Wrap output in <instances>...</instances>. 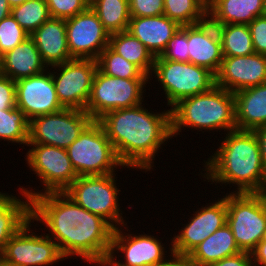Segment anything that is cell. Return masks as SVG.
Returning a JSON list of instances; mask_svg holds the SVG:
<instances>
[{
  "label": "cell",
  "instance_id": "obj_1",
  "mask_svg": "<svg viewBox=\"0 0 266 266\" xmlns=\"http://www.w3.org/2000/svg\"><path fill=\"white\" fill-rule=\"evenodd\" d=\"M31 219L43 223L65 259L79 256L104 266L114 228L101 216L77 205L65 192H48L31 200ZM57 240V241H56Z\"/></svg>",
  "mask_w": 266,
  "mask_h": 266
},
{
  "label": "cell",
  "instance_id": "obj_2",
  "mask_svg": "<svg viewBox=\"0 0 266 266\" xmlns=\"http://www.w3.org/2000/svg\"><path fill=\"white\" fill-rule=\"evenodd\" d=\"M97 121L127 168L150 171L162 144L172 138L171 109L161 113L148 112L141 103L111 110Z\"/></svg>",
  "mask_w": 266,
  "mask_h": 266
},
{
  "label": "cell",
  "instance_id": "obj_3",
  "mask_svg": "<svg viewBox=\"0 0 266 266\" xmlns=\"http://www.w3.org/2000/svg\"><path fill=\"white\" fill-rule=\"evenodd\" d=\"M226 133L219 148L204 162L203 178L215 185L235 184L233 193L264 192L266 172L256 134L239 129Z\"/></svg>",
  "mask_w": 266,
  "mask_h": 266
},
{
  "label": "cell",
  "instance_id": "obj_4",
  "mask_svg": "<svg viewBox=\"0 0 266 266\" xmlns=\"http://www.w3.org/2000/svg\"><path fill=\"white\" fill-rule=\"evenodd\" d=\"M171 109V135L184 127L195 130L237 129L234 93L214 85L209 91L180 100Z\"/></svg>",
  "mask_w": 266,
  "mask_h": 266
},
{
  "label": "cell",
  "instance_id": "obj_5",
  "mask_svg": "<svg viewBox=\"0 0 266 266\" xmlns=\"http://www.w3.org/2000/svg\"><path fill=\"white\" fill-rule=\"evenodd\" d=\"M66 151L78 176L108 175L118 166H125L97 120H93Z\"/></svg>",
  "mask_w": 266,
  "mask_h": 266
},
{
  "label": "cell",
  "instance_id": "obj_6",
  "mask_svg": "<svg viewBox=\"0 0 266 266\" xmlns=\"http://www.w3.org/2000/svg\"><path fill=\"white\" fill-rule=\"evenodd\" d=\"M227 225L241 252L251 253L266 230V197L261 193H231L224 196Z\"/></svg>",
  "mask_w": 266,
  "mask_h": 266
},
{
  "label": "cell",
  "instance_id": "obj_7",
  "mask_svg": "<svg viewBox=\"0 0 266 266\" xmlns=\"http://www.w3.org/2000/svg\"><path fill=\"white\" fill-rule=\"evenodd\" d=\"M152 73L161 84L167 106L171 108L180 100L207 92L215 85V75L207 68L162 56L155 57Z\"/></svg>",
  "mask_w": 266,
  "mask_h": 266
},
{
  "label": "cell",
  "instance_id": "obj_8",
  "mask_svg": "<svg viewBox=\"0 0 266 266\" xmlns=\"http://www.w3.org/2000/svg\"><path fill=\"white\" fill-rule=\"evenodd\" d=\"M102 176H78L64 191L77 205L101 216L114 229L127 226L120 213L116 174ZM115 223V224H114ZM125 223V224H124ZM124 225V226H123Z\"/></svg>",
  "mask_w": 266,
  "mask_h": 266
},
{
  "label": "cell",
  "instance_id": "obj_9",
  "mask_svg": "<svg viewBox=\"0 0 266 266\" xmlns=\"http://www.w3.org/2000/svg\"><path fill=\"white\" fill-rule=\"evenodd\" d=\"M27 146L32 147L25 156L28 166L44 184L43 192L19 188L20 192L31 200L48 192H64L77 179L78 175L66 149L44 144H27Z\"/></svg>",
  "mask_w": 266,
  "mask_h": 266
},
{
  "label": "cell",
  "instance_id": "obj_10",
  "mask_svg": "<svg viewBox=\"0 0 266 266\" xmlns=\"http://www.w3.org/2000/svg\"><path fill=\"white\" fill-rule=\"evenodd\" d=\"M148 80L111 77L97 69L85 111L98 120L111 110L137 106L143 102Z\"/></svg>",
  "mask_w": 266,
  "mask_h": 266
},
{
  "label": "cell",
  "instance_id": "obj_11",
  "mask_svg": "<svg viewBox=\"0 0 266 266\" xmlns=\"http://www.w3.org/2000/svg\"><path fill=\"white\" fill-rule=\"evenodd\" d=\"M92 121L86 111L73 108L35 117L29 123L27 144L67 149Z\"/></svg>",
  "mask_w": 266,
  "mask_h": 266
},
{
  "label": "cell",
  "instance_id": "obj_12",
  "mask_svg": "<svg viewBox=\"0 0 266 266\" xmlns=\"http://www.w3.org/2000/svg\"><path fill=\"white\" fill-rule=\"evenodd\" d=\"M32 222L29 219L10 238L0 256L13 266H47L65 260L57 243L47 234L32 233Z\"/></svg>",
  "mask_w": 266,
  "mask_h": 266
},
{
  "label": "cell",
  "instance_id": "obj_13",
  "mask_svg": "<svg viewBox=\"0 0 266 266\" xmlns=\"http://www.w3.org/2000/svg\"><path fill=\"white\" fill-rule=\"evenodd\" d=\"M56 94L64 108L84 110L89 100L97 62L92 59H72L51 66ZM57 73V74H56Z\"/></svg>",
  "mask_w": 266,
  "mask_h": 266
},
{
  "label": "cell",
  "instance_id": "obj_14",
  "mask_svg": "<svg viewBox=\"0 0 266 266\" xmlns=\"http://www.w3.org/2000/svg\"><path fill=\"white\" fill-rule=\"evenodd\" d=\"M65 23L72 59L96 60L102 50L109 46L110 34L91 7L66 19Z\"/></svg>",
  "mask_w": 266,
  "mask_h": 266
},
{
  "label": "cell",
  "instance_id": "obj_15",
  "mask_svg": "<svg viewBox=\"0 0 266 266\" xmlns=\"http://www.w3.org/2000/svg\"><path fill=\"white\" fill-rule=\"evenodd\" d=\"M121 230L122 227L113 230L111 250L104 266H158L169 260L164 259L168 256H164L165 248L160 242L161 239L158 240L157 237L149 234L126 235ZM119 251L124 256L122 258H125L123 263L115 259Z\"/></svg>",
  "mask_w": 266,
  "mask_h": 266
},
{
  "label": "cell",
  "instance_id": "obj_16",
  "mask_svg": "<svg viewBox=\"0 0 266 266\" xmlns=\"http://www.w3.org/2000/svg\"><path fill=\"white\" fill-rule=\"evenodd\" d=\"M187 225L171 238L170 251L176 256L187 257L196 246L227 223L226 198L201 207Z\"/></svg>",
  "mask_w": 266,
  "mask_h": 266
},
{
  "label": "cell",
  "instance_id": "obj_17",
  "mask_svg": "<svg viewBox=\"0 0 266 266\" xmlns=\"http://www.w3.org/2000/svg\"><path fill=\"white\" fill-rule=\"evenodd\" d=\"M16 107L21 109L26 118L53 114L64 109L57 98L52 73L44 71L40 74L15 81Z\"/></svg>",
  "mask_w": 266,
  "mask_h": 266
},
{
  "label": "cell",
  "instance_id": "obj_18",
  "mask_svg": "<svg viewBox=\"0 0 266 266\" xmlns=\"http://www.w3.org/2000/svg\"><path fill=\"white\" fill-rule=\"evenodd\" d=\"M266 83V55L223 56L215 85L232 93Z\"/></svg>",
  "mask_w": 266,
  "mask_h": 266
},
{
  "label": "cell",
  "instance_id": "obj_19",
  "mask_svg": "<svg viewBox=\"0 0 266 266\" xmlns=\"http://www.w3.org/2000/svg\"><path fill=\"white\" fill-rule=\"evenodd\" d=\"M189 62L207 68L214 75L220 69L223 54L217 27L208 18L188 25Z\"/></svg>",
  "mask_w": 266,
  "mask_h": 266
},
{
  "label": "cell",
  "instance_id": "obj_20",
  "mask_svg": "<svg viewBox=\"0 0 266 266\" xmlns=\"http://www.w3.org/2000/svg\"><path fill=\"white\" fill-rule=\"evenodd\" d=\"M181 26L167 16L131 17L128 30L154 57L161 56Z\"/></svg>",
  "mask_w": 266,
  "mask_h": 266
},
{
  "label": "cell",
  "instance_id": "obj_21",
  "mask_svg": "<svg viewBox=\"0 0 266 266\" xmlns=\"http://www.w3.org/2000/svg\"><path fill=\"white\" fill-rule=\"evenodd\" d=\"M47 67L72 60L64 19L50 17L30 35Z\"/></svg>",
  "mask_w": 266,
  "mask_h": 266
},
{
  "label": "cell",
  "instance_id": "obj_22",
  "mask_svg": "<svg viewBox=\"0 0 266 266\" xmlns=\"http://www.w3.org/2000/svg\"><path fill=\"white\" fill-rule=\"evenodd\" d=\"M49 70L43 62L34 40L28 37L0 59V74L13 81L27 78Z\"/></svg>",
  "mask_w": 266,
  "mask_h": 266
},
{
  "label": "cell",
  "instance_id": "obj_23",
  "mask_svg": "<svg viewBox=\"0 0 266 266\" xmlns=\"http://www.w3.org/2000/svg\"><path fill=\"white\" fill-rule=\"evenodd\" d=\"M234 97L237 129L254 131L266 125V83L239 90Z\"/></svg>",
  "mask_w": 266,
  "mask_h": 266
},
{
  "label": "cell",
  "instance_id": "obj_24",
  "mask_svg": "<svg viewBox=\"0 0 266 266\" xmlns=\"http://www.w3.org/2000/svg\"><path fill=\"white\" fill-rule=\"evenodd\" d=\"M264 0H211L207 18L215 25L245 24L263 14Z\"/></svg>",
  "mask_w": 266,
  "mask_h": 266
},
{
  "label": "cell",
  "instance_id": "obj_25",
  "mask_svg": "<svg viewBox=\"0 0 266 266\" xmlns=\"http://www.w3.org/2000/svg\"><path fill=\"white\" fill-rule=\"evenodd\" d=\"M240 252L231 228L226 223L196 246L187 258L195 266H207Z\"/></svg>",
  "mask_w": 266,
  "mask_h": 266
},
{
  "label": "cell",
  "instance_id": "obj_26",
  "mask_svg": "<svg viewBox=\"0 0 266 266\" xmlns=\"http://www.w3.org/2000/svg\"><path fill=\"white\" fill-rule=\"evenodd\" d=\"M109 47L129 62L138 66L147 76L152 77L155 57L145 45L129 31L111 34Z\"/></svg>",
  "mask_w": 266,
  "mask_h": 266
},
{
  "label": "cell",
  "instance_id": "obj_27",
  "mask_svg": "<svg viewBox=\"0 0 266 266\" xmlns=\"http://www.w3.org/2000/svg\"><path fill=\"white\" fill-rule=\"evenodd\" d=\"M21 195L25 201L15 197L0 212V254L10 238L31 219V199L23 193Z\"/></svg>",
  "mask_w": 266,
  "mask_h": 266
},
{
  "label": "cell",
  "instance_id": "obj_28",
  "mask_svg": "<svg viewBox=\"0 0 266 266\" xmlns=\"http://www.w3.org/2000/svg\"><path fill=\"white\" fill-rule=\"evenodd\" d=\"M90 7L110 35L128 30L129 0H90Z\"/></svg>",
  "mask_w": 266,
  "mask_h": 266
},
{
  "label": "cell",
  "instance_id": "obj_29",
  "mask_svg": "<svg viewBox=\"0 0 266 266\" xmlns=\"http://www.w3.org/2000/svg\"><path fill=\"white\" fill-rule=\"evenodd\" d=\"M223 56H247L255 52L251 32L245 24L216 25Z\"/></svg>",
  "mask_w": 266,
  "mask_h": 266
},
{
  "label": "cell",
  "instance_id": "obj_30",
  "mask_svg": "<svg viewBox=\"0 0 266 266\" xmlns=\"http://www.w3.org/2000/svg\"><path fill=\"white\" fill-rule=\"evenodd\" d=\"M205 0H164V15L180 26L195 25L207 19Z\"/></svg>",
  "mask_w": 266,
  "mask_h": 266
},
{
  "label": "cell",
  "instance_id": "obj_31",
  "mask_svg": "<svg viewBox=\"0 0 266 266\" xmlns=\"http://www.w3.org/2000/svg\"><path fill=\"white\" fill-rule=\"evenodd\" d=\"M97 69L105 75L122 79H150L138 66L114 52L109 46L96 59Z\"/></svg>",
  "mask_w": 266,
  "mask_h": 266
},
{
  "label": "cell",
  "instance_id": "obj_32",
  "mask_svg": "<svg viewBox=\"0 0 266 266\" xmlns=\"http://www.w3.org/2000/svg\"><path fill=\"white\" fill-rule=\"evenodd\" d=\"M29 123L24 112L17 108L0 110V140L27 145Z\"/></svg>",
  "mask_w": 266,
  "mask_h": 266
},
{
  "label": "cell",
  "instance_id": "obj_33",
  "mask_svg": "<svg viewBox=\"0 0 266 266\" xmlns=\"http://www.w3.org/2000/svg\"><path fill=\"white\" fill-rule=\"evenodd\" d=\"M10 14L29 35L50 18L46 0H27L11 8Z\"/></svg>",
  "mask_w": 266,
  "mask_h": 266
},
{
  "label": "cell",
  "instance_id": "obj_34",
  "mask_svg": "<svg viewBox=\"0 0 266 266\" xmlns=\"http://www.w3.org/2000/svg\"><path fill=\"white\" fill-rule=\"evenodd\" d=\"M30 35L10 14L0 21V59L3 54L24 42Z\"/></svg>",
  "mask_w": 266,
  "mask_h": 266
},
{
  "label": "cell",
  "instance_id": "obj_35",
  "mask_svg": "<svg viewBox=\"0 0 266 266\" xmlns=\"http://www.w3.org/2000/svg\"><path fill=\"white\" fill-rule=\"evenodd\" d=\"M50 17L69 19L86 11L90 0H46Z\"/></svg>",
  "mask_w": 266,
  "mask_h": 266
},
{
  "label": "cell",
  "instance_id": "obj_36",
  "mask_svg": "<svg viewBox=\"0 0 266 266\" xmlns=\"http://www.w3.org/2000/svg\"><path fill=\"white\" fill-rule=\"evenodd\" d=\"M188 51V26H181L161 56L171 61L189 62Z\"/></svg>",
  "mask_w": 266,
  "mask_h": 266
},
{
  "label": "cell",
  "instance_id": "obj_37",
  "mask_svg": "<svg viewBox=\"0 0 266 266\" xmlns=\"http://www.w3.org/2000/svg\"><path fill=\"white\" fill-rule=\"evenodd\" d=\"M131 17L160 16L164 14V0H129Z\"/></svg>",
  "mask_w": 266,
  "mask_h": 266
},
{
  "label": "cell",
  "instance_id": "obj_38",
  "mask_svg": "<svg viewBox=\"0 0 266 266\" xmlns=\"http://www.w3.org/2000/svg\"><path fill=\"white\" fill-rule=\"evenodd\" d=\"M248 26L255 53L266 55V16L256 17Z\"/></svg>",
  "mask_w": 266,
  "mask_h": 266
},
{
  "label": "cell",
  "instance_id": "obj_39",
  "mask_svg": "<svg viewBox=\"0 0 266 266\" xmlns=\"http://www.w3.org/2000/svg\"><path fill=\"white\" fill-rule=\"evenodd\" d=\"M16 107V84L8 76L0 74V110Z\"/></svg>",
  "mask_w": 266,
  "mask_h": 266
},
{
  "label": "cell",
  "instance_id": "obj_40",
  "mask_svg": "<svg viewBox=\"0 0 266 266\" xmlns=\"http://www.w3.org/2000/svg\"><path fill=\"white\" fill-rule=\"evenodd\" d=\"M207 266H253L251 253L240 252L234 256L223 258Z\"/></svg>",
  "mask_w": 266,
  "mask_h": 266
},
{
  "label": "cell",
  "instance_id": "obj_41",
  "mask_svg": "<svg viewBox=\"0 0 266 266\" xmlns=\"http://www.w3.org/2000/svg\"><path fill=\"white\" fill-rule=\"evenodd\" d=\"M253 266H266V242H259L251 252Z\"/></svg>",
  "mask_w": 266,
  "mask_h": 266
},
{
  "label": "cell",
  "instance_id": "obj_42",
  "mask_svg": "<svg viewBox=\"0 0 266 266\" xmlns=\"http://www.w3.org/2000/svg\"><path fill=\"white\" fill-rule=\"evenodd\" d=\"M254 133L256 134V137L259 143V148H260L261 156H262V162H263V166L266 172V125L255 129Z\"/></svg>",
  "mask_w": 266,
  "mask_h": 266
},
{
  "label": "cell",
  "instance_id": "obj_43",
  "mask_svg": "<svg viewBox=\"0 0 266 266\" xmlns=\"http://www.w3.org/2000/svg\"><path fill=\"white\" fill-rule=\"evenodd\" d=\"M170 260L158 266H195L187 257L176 256L170 252Z\"/></svg>",
  "mask_w": 266,
  "mask_h": 266
},
{
  "label": "cell",
  "instance_id": "obj_44",
  "mask_svg": "<svg viewBox=\"0 0 266 266\" xmlns=\"http://www.w3.org/2000/svg\"><path fill=\"white\" fill-rule=\"evenodd\" d=\"M11 13V7L7 0H0V21Z\"/></svg>",
  "mask_w": 266,
  "mask_h": 266
},
{
  "label": "cell",
  "instance_id": "obj_45",
  "mask_svg": "<svg viewBox=\"0 0 266 266\" xmlns=\"http://www.w3.org/2000/svg\"><path fill=\"white\" fill-rule=\"evenodd\" d=\"M16 196L0 192V212L15 198Z\"/></svg>",
  "mask_w": 266,
  "mask_h": 266
},
{
  "label": "cell",
  "instance_id": "obj_46",
  "mask_svg": "<svg viewBox=\"0 0 266 266\" xmlns=\"http://www.w3.org/2000/svg\"><path fill=\"white\" fill-rule=\"evenodd\" d=\"M11 8L21 5L27 0H7Z\"/></svg>",
  "mask_w": 266,
  "mask_h": 266
},
{
  "label": "cell",
  "instance_id": "obj_47",
  "mask_svg": "<svg viewBox=\"0 0 266 266\" xmlns=\"http://www.w3.org/2000/svg\"><path fill=\"white\" fill-rule=\"evenodd\" d=\"M0 266H13L9 262L5 261L1 256H0Z\"/></svg>",
  "mask_w": 266,
  "mask_h": 266
},
{
  "label": "cell",
  "instance_id": "obj_48",
  "mask_svg": "<svg viewBox=\"0 0 266 266\" xmlns=\"http://www.w3.org/2000/svg\"><path fill=\"white\" fill-rule=\"evenodd\" d=\"M264 16H266V0H264V3H263V14Z\"/></svg>",
  "mask_w": 266,
  "mask_h": 266
},
{
  "label": "cell",
  "instance_id": "obj_49",
  "mask_svg": "<svg viewBox=\"0 0 266 266\" xmlns=\"http://www.w3.org/2000/svg\"><path fill=\"white\" fill-rule=\"evenodd\" d=\"M260 242H266V230L264 231V235H263V238Z\"/></svg>",
  "mask_w": 266,
  "mask_h": 266
},
{
  "label": "cell",
  "instance_id": "obj_50",
  "mask_svg": "<svg viewBox=\"0 0 266 266\" xmlns=\"http://www.w3.org/2000/svg\"><path fill=\"white\" fill-rule=\"evenodd\" d=\"M263 193H264V195H265V197H266V187H265V190H264V192H263Z\"/></svg>",
  "mask_w": 266,
  "mask_h": 266
}]
</instances>
